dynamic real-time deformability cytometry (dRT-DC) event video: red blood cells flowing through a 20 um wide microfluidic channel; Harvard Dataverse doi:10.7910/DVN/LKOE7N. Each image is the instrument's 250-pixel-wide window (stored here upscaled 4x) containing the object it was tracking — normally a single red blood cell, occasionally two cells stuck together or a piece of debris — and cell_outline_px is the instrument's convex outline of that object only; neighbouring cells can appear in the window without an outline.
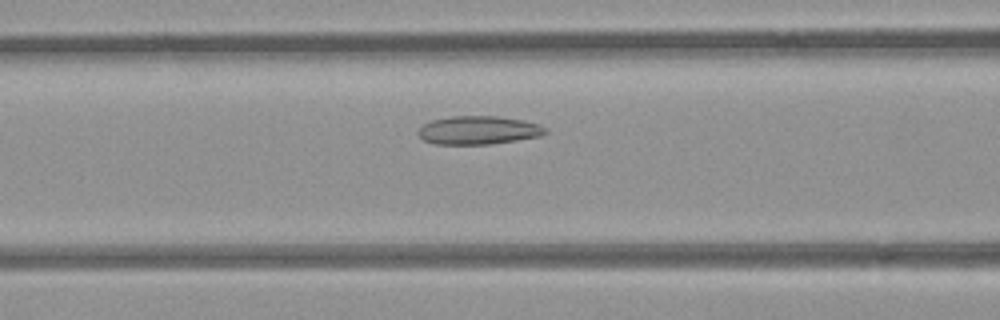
{"species": "common noctule bat (a hibernating species)", "species_latin": "Nyctalus noctula", "temperature_condition": "room temperature", "stored_images_in_passage": 43, "camera_frame_rate_fps": 3000, "um_per_image_px": 0.085, "animal": {"sex": "female", "body_mass_g": 21.9}, "frame": {"image": 1, "passage_image": 11, "time_ms": 3.333, "image_size_px": [1000, 320], "cell_outline_px": [[548, 132], [540, 136], [516, 140], [488, 144], [436, 144], [424, 140], [416, 132], [424, 124], [432, 120], [452, 116], [500, 116], [524, 120], [548, 128]], "centroid_in_image_um": [40.68, 11.06], "position_along_channel_um": 125.9, "area_um2": 20.98}}
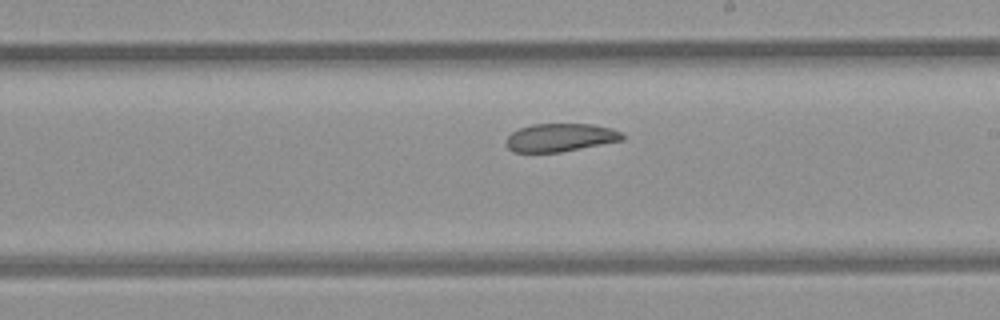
{"frame": {"image": 2, "passage_image": 20, "time_ms": 6.333, "image_size_px": [1000, 320], "cell_outline_px": [[624, 140], [560, 152], [512, 152], [504, 144], [504, 140], [512, 132], [520, 128], [532, 124], [592, 124], [612, 128], [620, 132], [624, 136]], "centroid_in_image_um": [47.59, 11.69], "position_along_channel_um": 241.4, "area_um2": 19.13}}
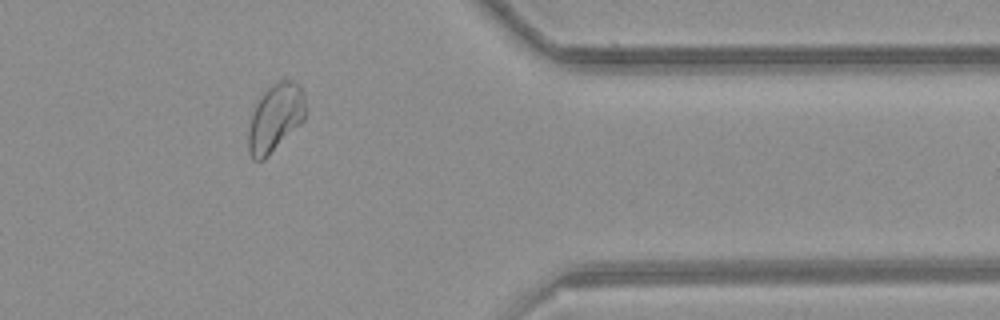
{"frame": {"image": 3, "passage_image": 33, "time_ms": 10.667, "image_size_px": [1000, 320], "cell_outline_px": [[304, 120], [264, 160], [252, 160], [248, 152], [248, 132], [252, 112], [256, 100], [272, 84], [280, 80], [292, 80], [300, 84], [304, 92]], "centroid_in_image_um": [23.38, 10.0], "position_along_channel_um": 388.0, "area_um2": 22.66}, "authors_computed_cell_mechanics": {"area_um2": 21.8484, "velocity_mm_per_s": 3.8451, "shape_relaxation_time_tau1_ms": null, "shape_relaxation_time_tau2_ms": 4.8871, "deformation_change_tau1": null, "deformation_change_tau2": 0.0858}}